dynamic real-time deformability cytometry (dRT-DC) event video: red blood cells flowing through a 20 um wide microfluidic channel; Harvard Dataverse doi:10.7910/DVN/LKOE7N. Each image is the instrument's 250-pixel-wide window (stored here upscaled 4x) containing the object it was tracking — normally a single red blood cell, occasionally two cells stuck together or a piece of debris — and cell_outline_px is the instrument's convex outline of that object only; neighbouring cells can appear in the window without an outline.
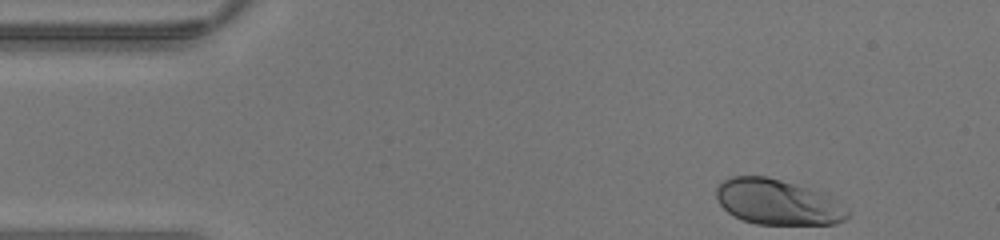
{"species": "human", "species_latin": "Homo sapiens", "temperature_condition": "warm", "stored_images_in_passage": 6, "camera_frame_rate_fps": 3000, "um_per_image_px": 0.085, "donor": {"sex": "male"}, "frame": {"image": 1, "passage_image": 1, "time_ms": 0.0, "image_size_px": [1000, 240], "cell_outline_px": [[848, 216], [844, 220], [836, 224], [756, 224], [732, 216], [720, 204], [716, 196], [716, 188], [724, 180], [732, 176], [764, 176], [780, 180], [824, 192], [848, 208]], "centroid_in_image_um": [66.11, 17.18], "position_along_channel_um": 18.9, "area_um2": 34.74}}